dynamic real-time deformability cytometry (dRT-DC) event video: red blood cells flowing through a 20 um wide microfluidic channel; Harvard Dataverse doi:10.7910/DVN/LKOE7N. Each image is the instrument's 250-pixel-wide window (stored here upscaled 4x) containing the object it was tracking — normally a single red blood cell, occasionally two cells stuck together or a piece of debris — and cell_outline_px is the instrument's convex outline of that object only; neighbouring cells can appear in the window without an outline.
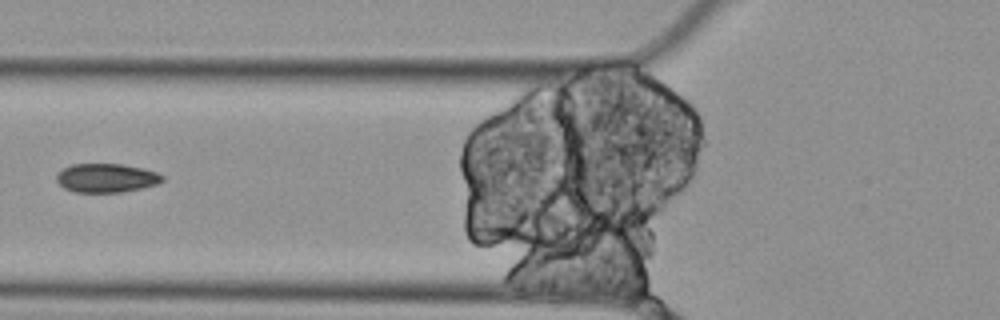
{"species": "Egyptian fruit bat (a non-hibernating species)", "species_latin": "Rousettus aegyptiacus", "temperature_condition": "cold", "stored_images_in_passage": 6, "camera_frame_rate_fps": 3000, "um_per_image_px": 0.085, "animal": {"sex": "female"}, "frame": {"image": 1, "passage_image": 6, "time_ms": 1.667, "image_size_px": [1000, 320], "cell_outline_px": [[164, 180], [156, 184], [140, 188], [120, 192], [76, 192], [64, 188], [56, 180], [56, 172], [72, 164], [124, 164], [144, 168], [156, 172], [164, 176]], "centroid_in_image_um": [9.03, 15.11], "position_along_channel_um": 116.8, "area_um2": 17.8}}